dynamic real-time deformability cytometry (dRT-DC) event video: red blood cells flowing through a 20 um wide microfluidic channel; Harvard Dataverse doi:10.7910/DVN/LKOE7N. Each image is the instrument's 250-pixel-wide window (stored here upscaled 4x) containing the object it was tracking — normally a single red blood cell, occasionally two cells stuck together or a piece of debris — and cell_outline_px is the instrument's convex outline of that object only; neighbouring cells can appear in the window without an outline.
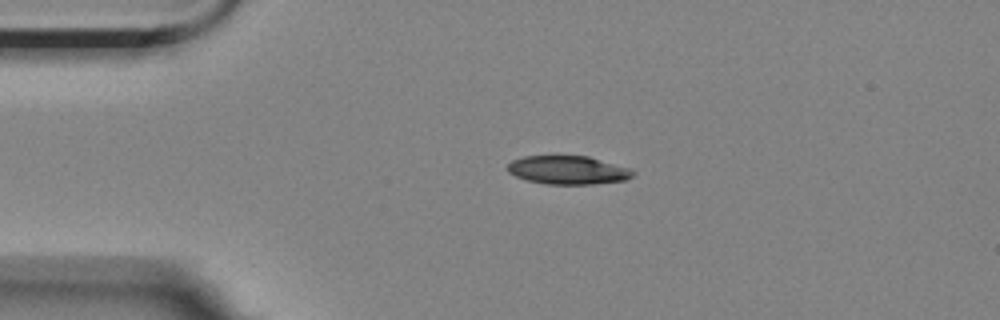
{"species": "Egyptian fruit bat (a non-hibernating species)", "species_latin": "Rousettus aegyptiacus", "temperature_condition": "room temperature", "stored_images_in_passage": 3, "camera_frame_rate_fps": 3000, "um_per_image_px": 0.085, "animal": {"sex": "female"}, "frame": {"image": 1, "passage_image": 1, "time_ms": 0.0, "image_size_px": [1000, 320], "cell_outline_px": [[636, 172], [628, 180], [592, 184], [544, 184], [528, 180], [516, 176], [508, 172], [508, 164], [512, 160], [524, 156], [588, 156], [632, 168]], "centroid_in_image_um": [48.33, 14.45], "position_along_channel_um": 36.7, "area_um2": 20.92}}
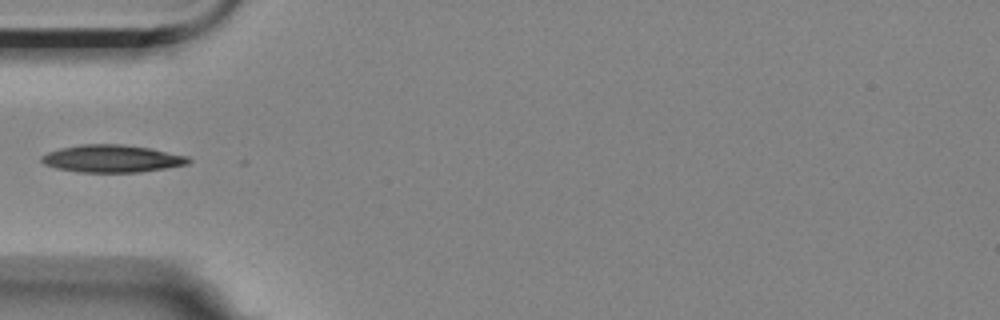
{"frame": {"image": 2, "passage_image": 3, "time_ms": 2.0, "image_size_px": [1000, 320], "cell_outline_px": [[192, 160], [188, 164], [140, 172], [76, 172], [56, 168], [44, 164], [40, 160], [40, 156], [48, 152], [60, 148], [80, 144], [120, 144], [152, 148], [188, 156]], "centroid_in_image_um": [9.5, 13.48], "position_along_channel_um": 75.5, "area_um2": 23.64}}